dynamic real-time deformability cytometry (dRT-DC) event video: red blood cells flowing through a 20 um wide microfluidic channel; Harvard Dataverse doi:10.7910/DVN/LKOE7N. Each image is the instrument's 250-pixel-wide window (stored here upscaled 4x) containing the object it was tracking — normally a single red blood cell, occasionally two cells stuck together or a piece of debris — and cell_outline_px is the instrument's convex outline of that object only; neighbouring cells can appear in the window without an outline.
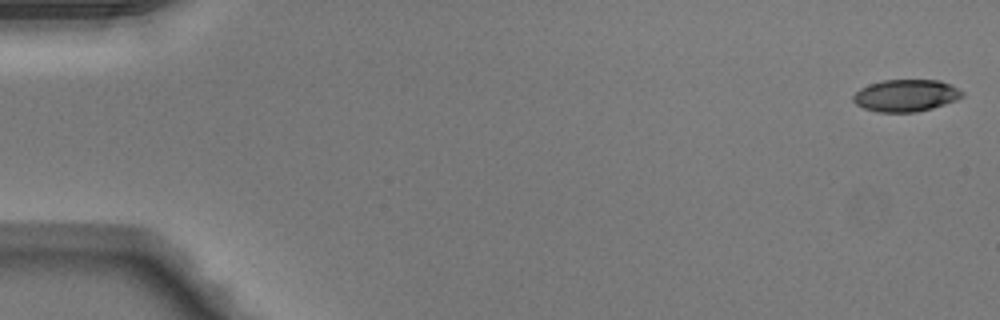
{"species": "Egyptian fruit bat (a non-hibernating species)", "species_latin": "Rousettus aegyptiacus", "temperature_condition": "warm", "stored_images_in_passage": 49, "camera_frame_rate_fps": 3000, "um_per_image_px": 0.085, "animal": {"sex": "male"}, "frame": {"image": 1, "passage_image": 1, "time_ms": 0.0, "image_size_px": [1000, 320], "cell_outline_px": [[964, 96], [956, 100], [932, 108], [916, 112], [880, 112], [864, 108], [856, 104], [852, 100], [852, 96], [860, 88], [884, 80], [940, 80], [964, 92]], "centroid_in_image_um": [77.0, 8.12], "position_along_channel_um": 8.0, "area_um2": 20.17}}
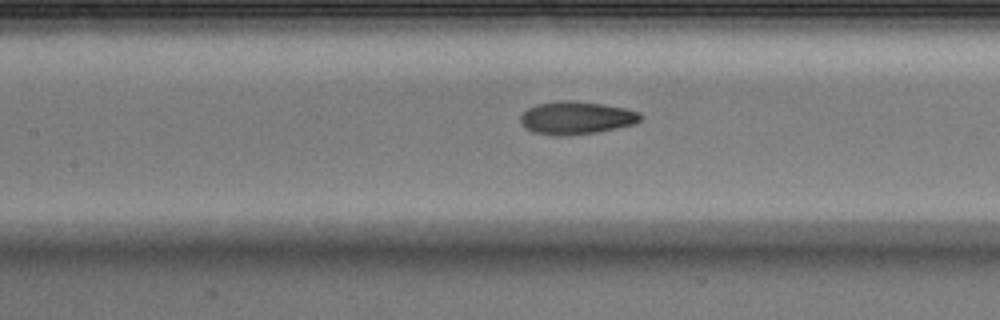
{"frame": {"image": 2, "passage_image": 23, "time_ms": 7.333, "image_size_px": [1000, 320], "cell_outline_px": [[644, 116], [636, 124], [600, 132], [560, 136], [532, 132], [524, 128], [520, 124], [520, 116], [528, 108], [536, 104], [560, 100], [572, 100], [604, 104], [624, 108], [640, 112]], "centroid_in_image_um": [48.99, 10.02], "position_along_channel_um": 158.4, "area_um2": 23.35}}
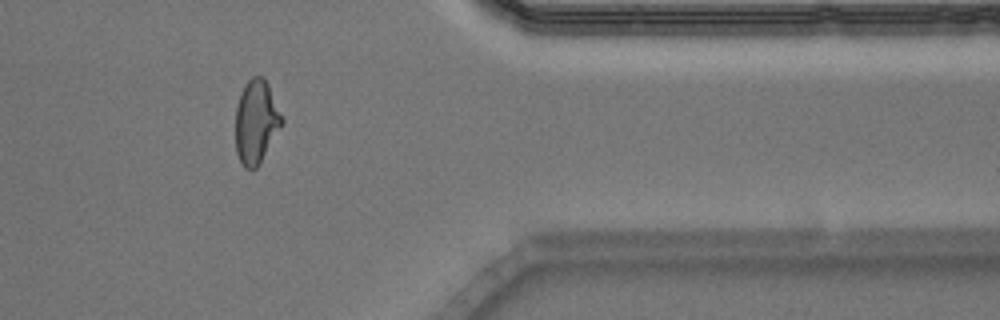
{"frame": {"image": 3, "passage_image": 41, "time_ms": 13.333, "image_size_px": [1000, 320], "cell_outline_px": [[284, 124], [260, 164], [256, 168], [244, 168], [236, 152], [236, 108], [240, 92], [244, 84], [252, 76], [264, 76], [268, 84], [284, 120]], "centroid_in_image_um": [21.79, 10.35], "position_along_channel_um": 389.6, "area_um2": 22.83}, "authors_computed_cell_mechanics": {"area_um2": 22.1374, "velocity_mm_per_s": 4.1288, "shape_relaxation_time_tau1_ms": 5.3733, "shape_relaxation_time_tau2_ms": 1.9986, "deformation_change_tau1": 0.1998, "deformation_change_tau2": 0.0859}}